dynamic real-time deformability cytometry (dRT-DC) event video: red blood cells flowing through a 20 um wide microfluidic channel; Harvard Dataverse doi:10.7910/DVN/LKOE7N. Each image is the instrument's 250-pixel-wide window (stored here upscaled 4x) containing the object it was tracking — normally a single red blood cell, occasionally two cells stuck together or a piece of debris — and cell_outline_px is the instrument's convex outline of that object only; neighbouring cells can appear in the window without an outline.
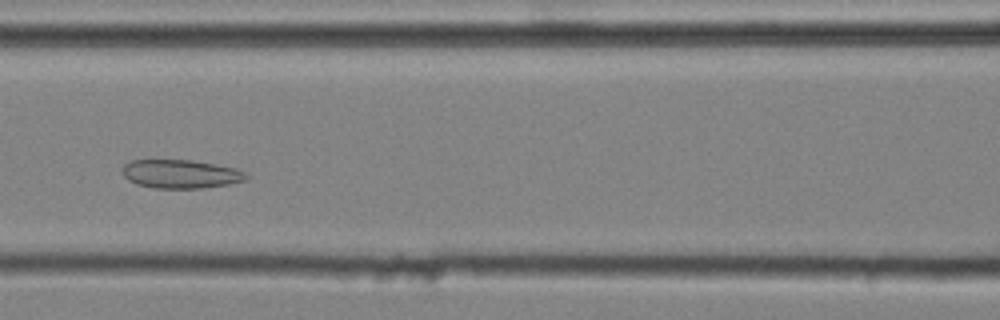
{"species": "common noctule bat (a hibernating species)", "species_latin": "Nyctalus noctula", "temperature_condition": "cold", "stored_images_in_passage": 31, "camera_frame_rate_fps": 3000, "um_per_image_px": 0.085, "animal": {"sex": "male", "body_mass_g": 20.4}, "frame": {"image": 1, "passage_image": 9, "time_ms": 2.667, "image_size_px": [1000, 320], "cell_outline_px": [[248, 176], [244, 180], [228, 184], [204, 188], [152, 188], [136, 184], [128, 180], [124, 176], [124, 164], [132, 160], [192, 160], [216, 164], [236, 168], [248, 172]], "centroid_in_image_um": [15.39, 14.79], "position_along_channel_um": 151.2, "area_um2": 20.69}}
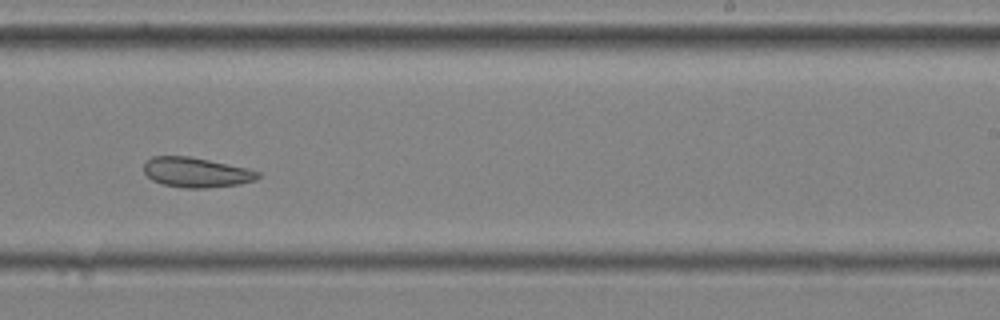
{"frame": {"image": 2, "passage_image": 18, "time_ms": 5.667, "image_size_px": [1000, 320], "cell_outline_px": [[260, 176], [256, 180], [240, 184], [204, 188], [184, 188], [164, 184], [152, 180], [144, 172], [144, 164], [152, 156], [188, 156], [208, 160], [244, 168], [260, 172]], "centroid_in_image_um": [16.66, 14.66], "position_along_channel_um": 272.3, "area_um2": 19.59}}
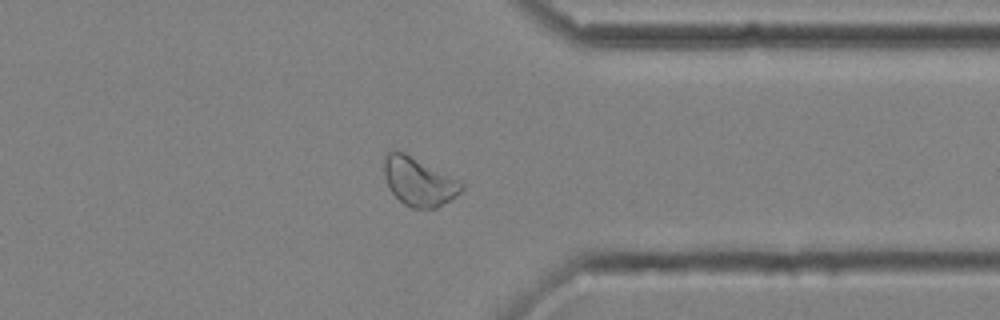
{"frame": {"image": 3, "passage_image": 26, "time_ms": 8.333, "image_size_px": [1000, 320], "cell_outline_px": [[464, 188], [456, 196], [436, 208], [412, 208], [404, 204], [388, 188], [384, 172], [384, 156], [388, 152], [404, 152], [464, 184]], "centroid_in_image_um": [35.57, 15.46], "position_along_channel_um": 375.8, "area_um2": 21.27}}